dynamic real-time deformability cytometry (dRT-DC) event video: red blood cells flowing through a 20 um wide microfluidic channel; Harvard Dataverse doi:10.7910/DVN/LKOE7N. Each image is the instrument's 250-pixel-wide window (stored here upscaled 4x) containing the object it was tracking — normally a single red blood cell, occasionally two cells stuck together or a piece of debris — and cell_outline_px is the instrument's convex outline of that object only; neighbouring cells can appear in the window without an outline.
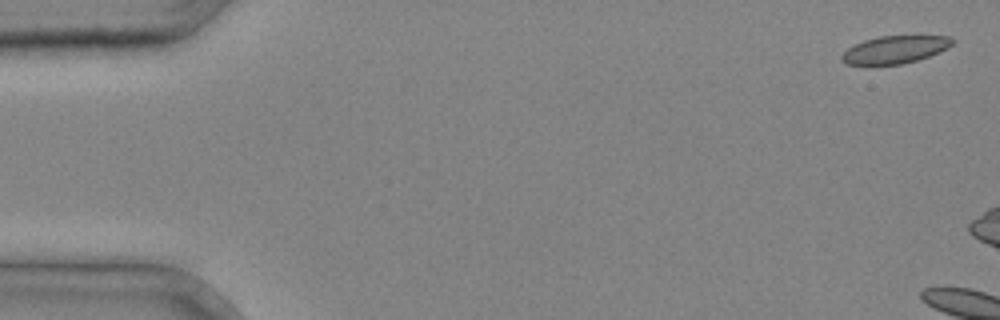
{"species": "common noctule bat (a hibernating species)", "species_latin": "Nyctalus noctula", "temperature_condition": "cold", "stored_images_in_passage": 4, "camera_frame_rate_fps": 3000, "um_per_image_px": 0.085, "animal": {"sex": "male", "body_mass_g": 20.4}, "frame": {"image": 1, "passage_image": 1, "time_ms": 0.0, "image_size_px": [1000, 320], "cell_outline_px": [[956, 40], [948, 48], [928, 56], [916, 60], [900, 64], [848, 64], [840, 60], [840, 56], [848, 48], [864, 40], [880, 36], [948, 36]], "centroid_in_image_um": [76.07, 4.2], "position_along_channel_um": 8.9, "area_um2": 17.51}}